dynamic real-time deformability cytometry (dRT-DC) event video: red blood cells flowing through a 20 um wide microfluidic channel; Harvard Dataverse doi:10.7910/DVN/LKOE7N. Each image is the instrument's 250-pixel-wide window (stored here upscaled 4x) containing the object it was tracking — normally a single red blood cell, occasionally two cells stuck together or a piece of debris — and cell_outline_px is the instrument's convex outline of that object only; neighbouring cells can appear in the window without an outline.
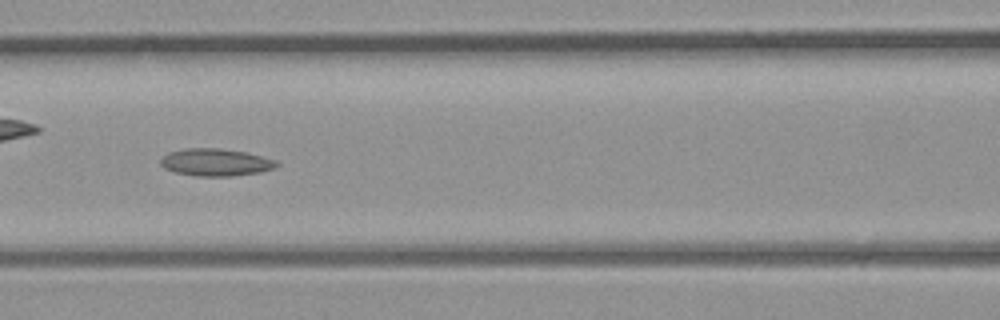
{"species": "common noctule bat (a hibernating species)", "species_latin": "Nyctalus noctula", "temperature_condition": "room temperature", "stored_images_in_passage": 40, "camera_frame_rate_fps": 3000, "um_per_image_px": 0.085, "animal": {"sex": "male", "body_mass_g": 23.1, "forearm_length_mm": 52.7}, "frame": {"image": 1, "passage_image": 18, "time_ms": 5.667, "image_size_px": [1000, 320], "cell_outline_px": [[280, 164], [276, 168], [260, 172], [232, 176], [200, 176], [176, 172], [164, 168], [160, 164], [160, 160], [168, 152], [184, 148], [220, 148], [248, 152], [276, 160]], "centroid_in_image_um": [18.37, 13.78], "position_along_channel_um": 148.2, "area_um2": 18.61}}
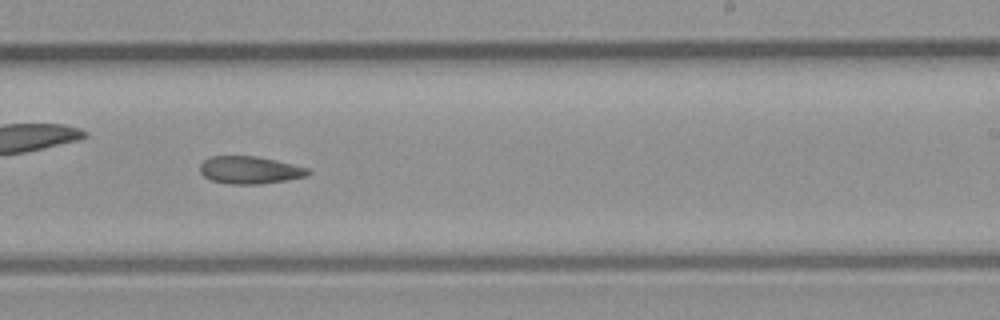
{"frame": {"image": 2, "passage_image": 25, "time_ms": 8.0, "image_size_px": [1000, 320], "cell_outline_px": [[312, 172], [308, 176], [288, 180], [260, 184], [228, 184], [212, 180], [204, 176], [200, 172], [200, 164], [204, 160], [212, 156], [256, 156], [276, 160], [308, 168]], "centroid_in_image_um": [21.26, 14.46], "position_along_channel_um": 267.7, "area_um2": 17.4}}
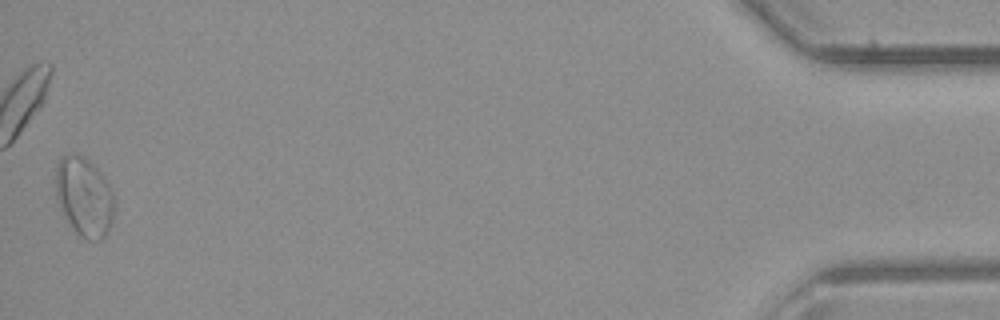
{"frame": {"image": 3, "passage_image": 40, "time_ms": 13.0, "image_size_px": [1000, 320], "cell_outline_px": [[116, 204], [112, 220], [104, 236], [100, 240], [88, 240], [80, 236], [76, 232], [60, 208], [56, 200], [56, 164], [64, 156], [80, 156], [88, 160], [104, 176], [108, 184]], "centroid_in_image_um": [7.17, 16.75], "position_along_channel_um": 428.0, "area_um2": 26.59}}